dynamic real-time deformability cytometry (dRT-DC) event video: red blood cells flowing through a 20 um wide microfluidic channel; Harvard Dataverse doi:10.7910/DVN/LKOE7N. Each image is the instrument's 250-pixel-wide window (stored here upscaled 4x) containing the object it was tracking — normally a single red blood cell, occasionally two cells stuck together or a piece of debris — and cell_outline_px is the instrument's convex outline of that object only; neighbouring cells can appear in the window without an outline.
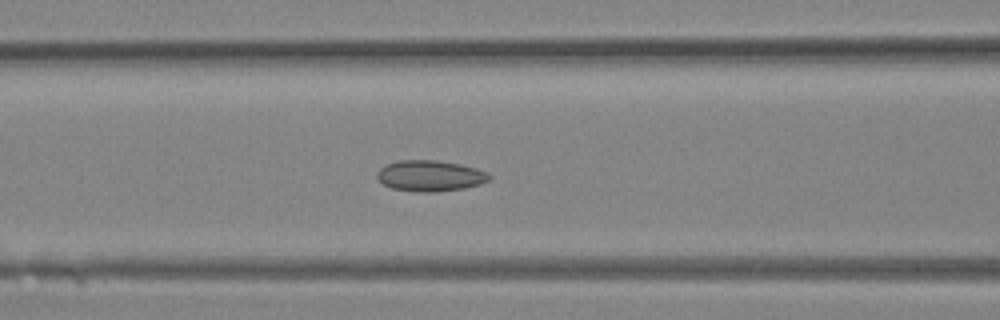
{"species": "Egyptian fruit bat (a non-hibernating species)", "species_latin": "Rousettus aegyptiacus", "temperature_condition": "room temperature", "stored_images_in_passage": 32, "camera_frame_rate_fps": 3000, "um_per_image_px": 0.085, "animal": {"sex": "female"}, "frame": {"image": 1, "passage_image": 13, "time_ms": 4.0, "image_size_px": [1000, 320], "cell_outline_px": [[492, 176], [488, 180], [480, 184], [464, 188], [436, 192], [420, 192], [392, 188], [384, 184], [376, 176], [376, 172], [380, 168], [388, 164], [400, 160], [436, 160], [460, 164], [476, 168], [488, 172]], "centroid_in_image_um": [36.58, 14.94], "position_along_channel_um": 130.0, "area_um2": 20.17}}
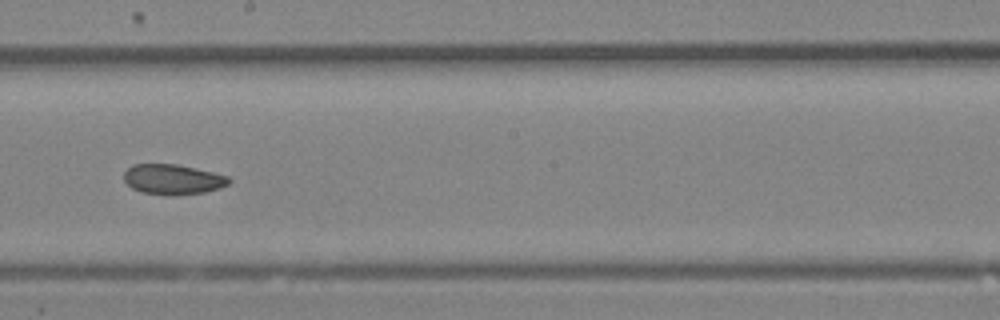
{"frame": {"image": 2, "passage_image": 18, "time_ms": 5.667, "image_size_px": [1000, 320], "cell_outline_px": [[232, 180], [228, 184], [220, 188], [204, 192], [140, 192], [132, 188], [124, 180], [124, 172], [132, 164], [176, 164], [212, 172], [228, 176]], "centroid_in_image_um": [14.68, 15.19], "position_along_channel_um": 233.5, "area_um2": 17.57}}
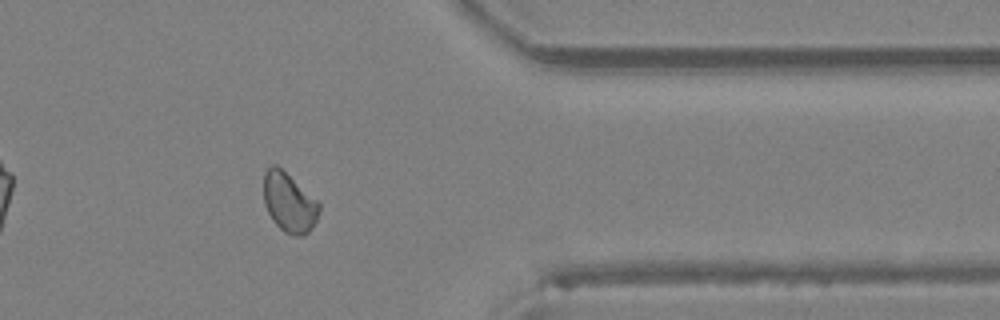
{"frame": {"image": 3, "passage_image": 26, "time_ms": 8.333, "image_size_px": [1000, 320], "cell_outline_px": [[320, 212], [312, 228], [304, 236], [292, 236], [284, 232], [272, 220], [264, 204], [264, 172], [272, 164], [276, 164], [316, 200], [320, 204]], "centroid_in_image_um": [24.56, 17.25], "position_along_channel_um": 386.8, "area_um2": 19.07}}